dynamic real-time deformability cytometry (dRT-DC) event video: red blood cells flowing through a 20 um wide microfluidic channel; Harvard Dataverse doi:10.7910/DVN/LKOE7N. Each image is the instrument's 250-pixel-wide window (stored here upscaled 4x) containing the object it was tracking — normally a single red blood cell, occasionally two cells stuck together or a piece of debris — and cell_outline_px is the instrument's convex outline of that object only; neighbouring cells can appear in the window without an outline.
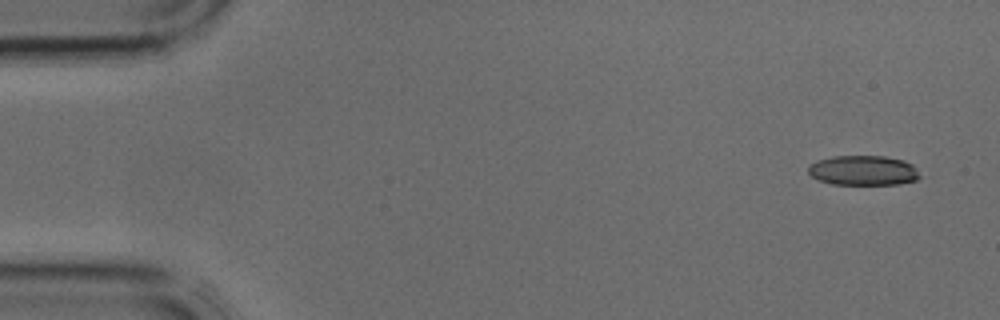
{"species": "common noctule bat (a hibernating species)", "species_latin": "Nyctalus noctula", "temperature_condition": "cold", "stored_images_in_passage": 4, "camera_frame_rate_fps": 3000, "um_per_image_px": 0.085, "animal": {"sex": "male", "body_mass_g": 17.9, "forearm_length_mm": 54.2}, "frame": {"image": 1, "passage_image": 1, "time_ms": 0.0, "image_size_px": [1000, 320], "cell_outline_px": [[920, 176], [916, 180], [896, 184], [832, 184], [820, 180], [812, 176], [808, 172], [808, 168], [816, 160], [832, 156], [884, 156], [904, 160], [912, 164], [916, 168]], "centroid_in_image_um": [73.38, 14.48], "position_along_channel_um": 11.6, "area_um2": 19.31}}
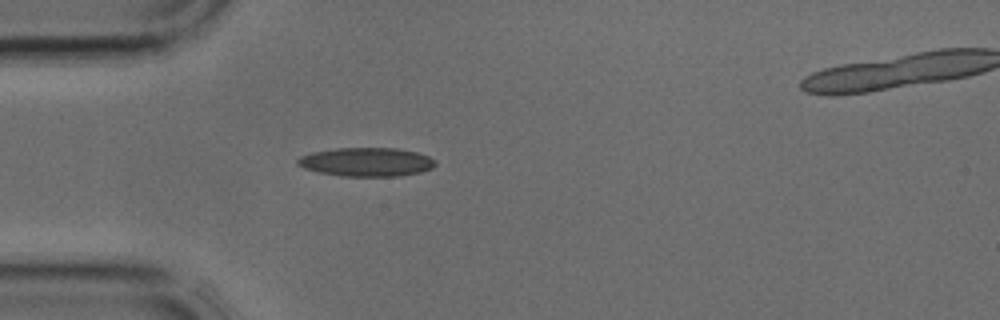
{"frame": {"image": 2, "passage_image": 3, "time_ms": 0.667, "image_size_px": [1000, 320], "cell_outline_px": [[436, 164], [432, 168], [420, 172], [400, 176], [344, 176], [320, 172], [304, 168], [296, 164], [296, 160], [300, 156], [312, 152], [336, 148], [396, 148], [416, 152], [428, 156], [436, 160]], "centroid_in_image_um": [31.15, 13.76], "position_along_channel_um": 53.8, "area_um2": 23.06}}